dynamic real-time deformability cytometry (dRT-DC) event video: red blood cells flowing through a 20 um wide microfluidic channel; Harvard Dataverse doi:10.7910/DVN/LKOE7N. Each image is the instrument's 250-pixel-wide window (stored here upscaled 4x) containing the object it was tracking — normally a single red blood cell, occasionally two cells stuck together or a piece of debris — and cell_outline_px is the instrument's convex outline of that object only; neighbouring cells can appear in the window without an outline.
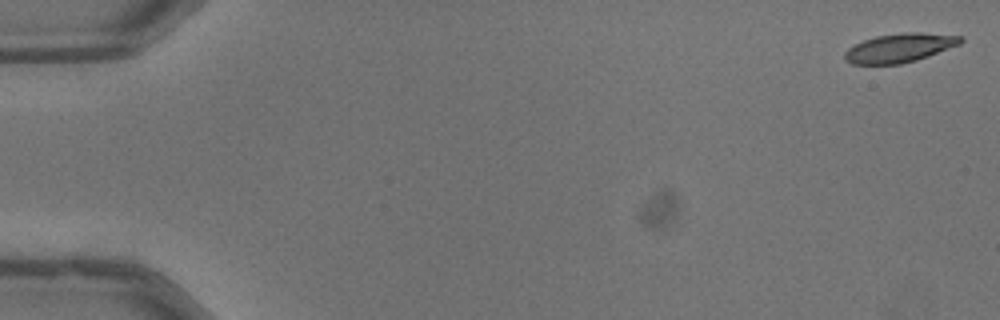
{"species": "common noctule bat (a hibernating species)", "species_latin": "Nyctalus noctula", "temperature_condition": "warm", "stored_images_in_passage": 6, "camera_frame_rate_fps": 3000, "um_per_image_px": 0.085, "animal": {"sex": "male", "body_mass_g": 13.3}, "frame": {"image": 1, "passage_image": 1, "time_ms": 0.0, "image_size_px": [1000, 320], "cell_outline_px": [[964, 40], [960, 44], [928, 56], [916, 60], [900, 64], [852, 64], [844, 60], [844, 52], [848, 48], [864, 40], [876, 36], [904, 32], [920, 32], [960, 36]], "centroid_in_image_um": [76.45, 4.07], "position_along_channel_um": 8.6, "area_um2": 19.42}}